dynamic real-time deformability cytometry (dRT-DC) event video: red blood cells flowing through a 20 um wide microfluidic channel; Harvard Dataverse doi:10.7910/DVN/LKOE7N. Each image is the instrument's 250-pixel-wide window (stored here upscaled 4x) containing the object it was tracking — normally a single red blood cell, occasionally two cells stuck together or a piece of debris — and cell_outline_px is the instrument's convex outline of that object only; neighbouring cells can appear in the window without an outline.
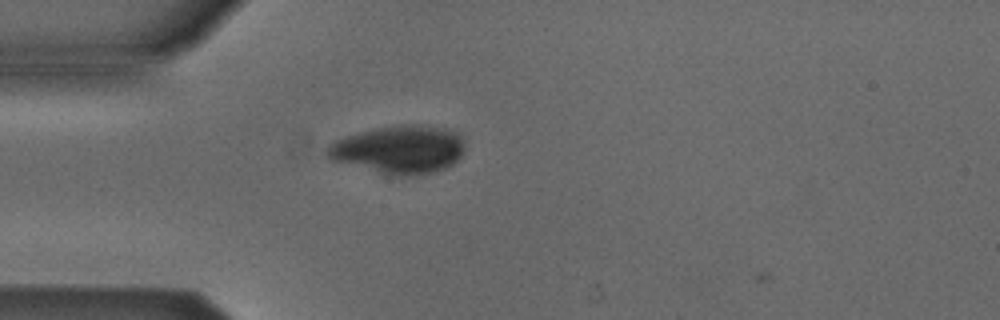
{"species": "Egyptian fruit bat (a non-hibernating species)", "species_latin": "Rousettus aegyptiacus", "temperature_condition": "cold", "stored_images_in_passage": 1, "camera_frame_rate_fps": 3000, "um_per_image_px": 0.085, "animal": {"sex": "male"}, "frame": {"image": 1, "passage_image": 1, "time_ms": 0.0, "image_size_px": [1000, 320], "cell_outline_px": [[464, 152], [448, 168], [432, 172], [404, 176], [400, 176], [380, 172], [332, 160], [324, 152], [328, 144], [332, 140], [344, 136], [376, 128], [400, 124], [416, 124], [444, 128], [460, 132], [464, 140]], "centroid_in_image_um": [33.94, 12.68], "position_along_channel_um": 51.1, "area_um2": 38.67}}